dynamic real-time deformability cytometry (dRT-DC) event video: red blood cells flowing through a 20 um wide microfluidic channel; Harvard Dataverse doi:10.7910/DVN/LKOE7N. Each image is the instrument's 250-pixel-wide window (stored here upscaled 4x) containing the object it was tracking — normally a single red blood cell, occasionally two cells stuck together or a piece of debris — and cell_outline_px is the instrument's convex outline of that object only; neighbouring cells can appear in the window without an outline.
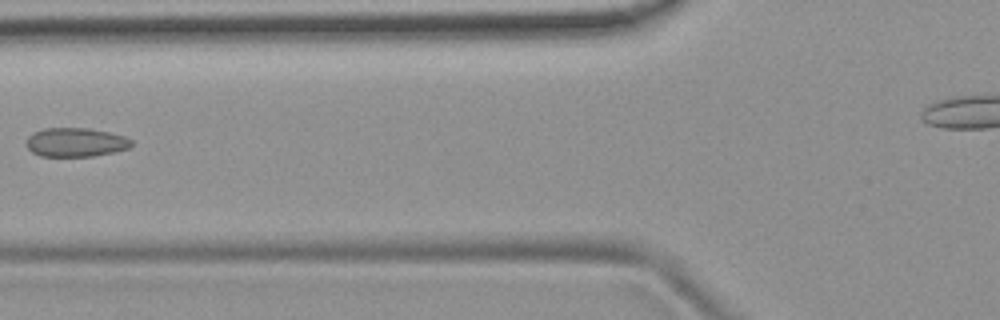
{"species": "common noctule bat (a hibernating species)", "species_latin": "Nyctalus noctula", "temperature_condition": "room temperature", "stored_images_in_passage": 8, "camera_frame_rate_fps": 3000, "um_per_image_px": 0.085, "animal": {"sex": "female", "body_mass_g": 19.9}, "frame": {"image": 1, "passage_image": 6, "time_ms": 6.0, "image_size_px": [1000, 320], "cell_outline_px": [[132, 144], [128, 148], [112, 152], [92, 156], [40, 156], [32, 152], [24, 144], [28, 136], [32, 132], [44, 128], [88, 128], [108, 132], [124, 136], [132, 140]], "centroid_in_image_um": [6.37, 12.09], "position_along_channel_um": 119.4, "area_um2": 17.74}}
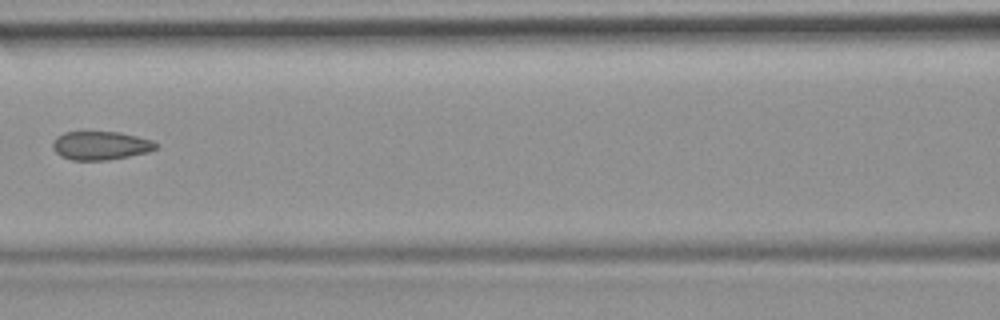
{"frame": {"image": 2, "passage_image": 7, "time_ms": 7.0, "image_size_px": [1000, 320], "cell_outline_px": [[160, 144], [156, 148], [148, 152], [108, 160], [72, 160], [60, 156], [52, 148], [52, 144], [56, 136], [64, 132], [120, 132], [152, 140]], "centroid_in_image_um": [8.54, 12.37], "position_along_channel_um": 158.1, "area_um2": 17.22}}